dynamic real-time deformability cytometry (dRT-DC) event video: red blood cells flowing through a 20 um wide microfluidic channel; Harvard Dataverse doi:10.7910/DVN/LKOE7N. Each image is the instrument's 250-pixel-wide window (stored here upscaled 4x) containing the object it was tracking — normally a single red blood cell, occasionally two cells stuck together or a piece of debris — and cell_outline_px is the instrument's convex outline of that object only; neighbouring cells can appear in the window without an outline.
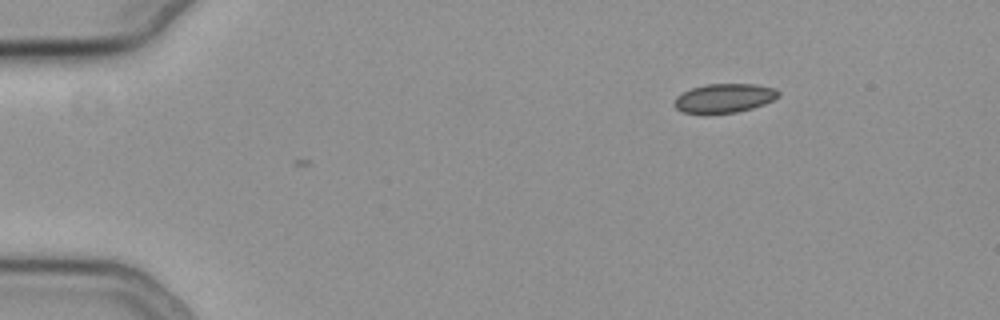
{"species": "common noctule bat (a hibernating species)", "species_latin": "Nyctalus noctula", "temperature_condition": "cold", "stored_images_in_passage": 3, "camera_frame_rate_fps": 3000, "um_per_image_px": 0.085, "animal": {"sex": "female", "body_mass_g": 19.3, "forearm_length_mm": 54.1}, "frame": {"image": 1, "passage_image": 1, "time_ms": 0.0, "image_size_px": [1000, 320], "cell_outline_px": [[780, 96], [764, 104], [752, 108], [736, 112], [704, 116], [684, 112], [676, 108], [672, 104], [672, 100], [676, 96], [692, 88], [708, 84], [756, 84], [776, 88], [780, 92]], "centroid_in_image_um": [61.52, 8.37], "position_along_channel_um": 23.5, "area_um2": 18.15}}